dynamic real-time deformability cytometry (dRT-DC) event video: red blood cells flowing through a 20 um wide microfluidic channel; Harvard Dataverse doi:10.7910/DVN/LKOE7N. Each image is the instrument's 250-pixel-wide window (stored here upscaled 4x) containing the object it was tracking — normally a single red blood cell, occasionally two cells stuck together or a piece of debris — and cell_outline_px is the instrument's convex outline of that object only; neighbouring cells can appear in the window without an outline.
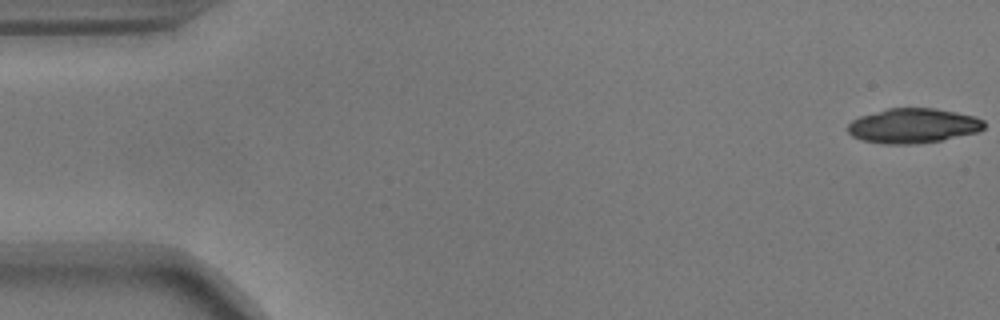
{"species": "common noctule bat (a hibernating species)", "species_latin": "Nyctalus noctula", "temperature_condition": "warm", "stored_images_in_passage": 50, "camera_frame_rate_fps": 3000, "um_per_image_px": 0.085, "animal": {"sex": "male", "body_mass_g": 17.9}, "frame": {"image": 1, "passage_image": 1, "time_ms": 0.0, "image_size_px": [1000, 320], "cell_outline_px": [[984, 128], [980, 132], [940, 140], [916, 144], [884, 144], [864, 140], [852, 136], [848, 132], [848, 124], [852, 120], [860, 116], [888, 108], [932, 108], [956, 112], [976, 116], [984, 120]], "centroid_in_image_um": [77.64, 10.69], "position_along_channel_um": 7.4, "area_um2": 27.63}}